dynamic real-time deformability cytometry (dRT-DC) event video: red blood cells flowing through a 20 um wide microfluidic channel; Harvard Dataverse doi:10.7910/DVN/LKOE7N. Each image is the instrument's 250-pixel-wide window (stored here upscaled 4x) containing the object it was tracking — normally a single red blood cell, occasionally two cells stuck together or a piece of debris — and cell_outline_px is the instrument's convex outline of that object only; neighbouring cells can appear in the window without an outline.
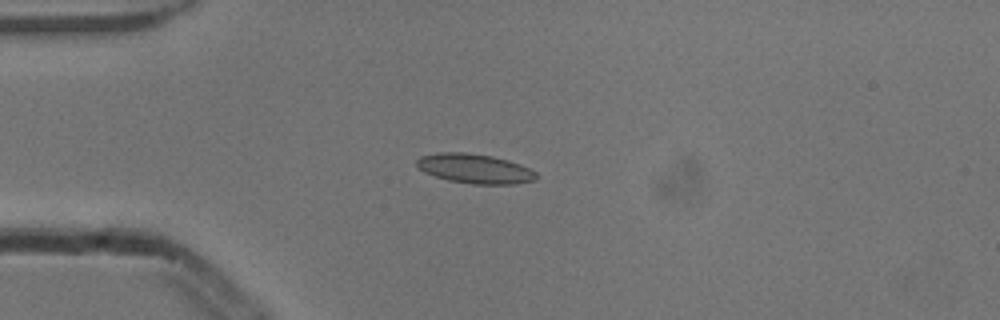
{"species": "common noctule bat (a hibernating species)", "species_latin": "Nyctalus noctula", "temperature_condition": "cold", "stored_images_in_passage": 40, "camera_frame_rate_fps": 3000, "um_per_image_px": 0.085, "animal": {"sex": "male", "body_mass_g": 13.3}, "frame": {"image": 1, "passage_image": 1, "time_ms": 0.0, "image_size_px": [1000, 320], "cell_outline_px": [[536, 180], [512, 184], [472, 184], [448, 180], [424, 172], [416, 164], [416, 160], [420, 156], [436, 152], [464, 152], [492, 156], [508, 160], [520, 164], [536, 172]], "centroid_in_image_um": [40.34, 14.33], "position_along_channel_um": 44.7, "area_um2": 20.52}}
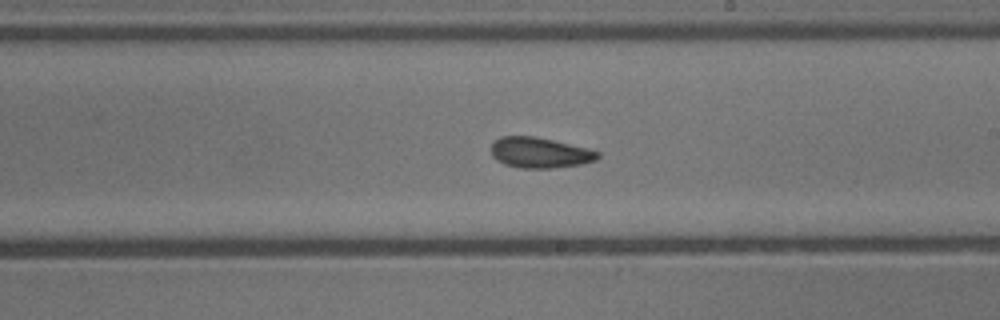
{"frame": {"image": 2, "passage_image": 18, "time_ms": 5.667, "image_size_px": [1000, 320], "cell_outline_px": [[600, 156], [596, 160], [580, 164], [552, 168], [520, 168], [504, 164], [496, 160], [492, 156], [492, 144], [500, 136], [536, 136], [588, 148], [600, 152]], "centroid_in_image_um": [45.88, 12.97], "position_along_channel_um": 243.1, "area_um2": 19.02}}
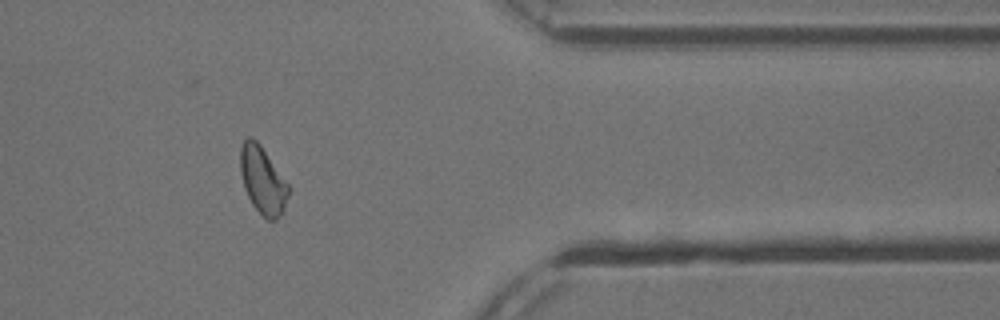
{"frame": {"image": 3, "passage_image": 31, "time_ms": 10.0, "image_size_px": [1000, 320], "cell_outline_px": [[288, 196], [284, 212], [276, 220], [268, 220], [252, 204], [244, 188], [240, 172], [240, 148], [244, 140], [248, 136], [252, 136], [260, 144], [288, 184]], "centroid_in_image_um": [22.32, 15.31], "position_along_channel_um": 389.1, "area_um2": 18.79}, "authors_computed_cell_mechanics": {"area_um2": 18.8428, "velocity_mm_per_s": 3.8321, "shape_relaxation_time_tau1_ms": 5.5299, "shape_relaxation_time_tau2_ms": 4.9436, "deformation_change_tau1": 0.1317, "deformation_change_tau2": 0.1221}}